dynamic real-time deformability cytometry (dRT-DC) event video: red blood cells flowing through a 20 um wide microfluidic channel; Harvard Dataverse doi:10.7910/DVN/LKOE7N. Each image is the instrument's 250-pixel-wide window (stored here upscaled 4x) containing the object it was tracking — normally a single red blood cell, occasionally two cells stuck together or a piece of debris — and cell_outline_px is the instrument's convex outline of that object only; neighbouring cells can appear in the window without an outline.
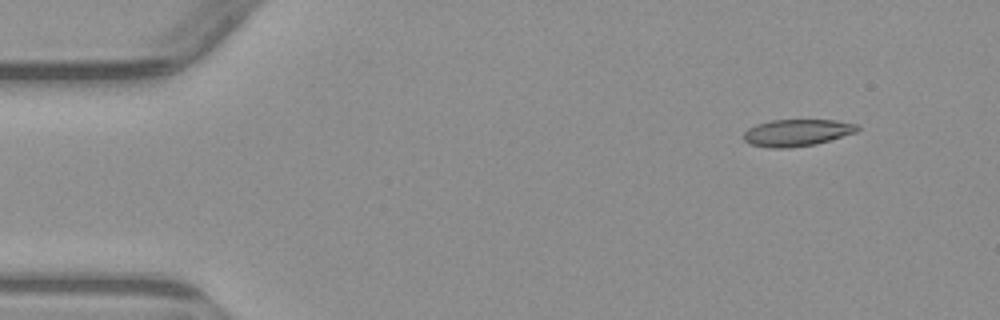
{"species": "common noctule bat (a hibernating species)", "species_latin": "Nyctalus noctula", "temperature_condition": "warm", "stored_images_in_passage": 8, "camera_frame_rate_fps": 3000, "um_per_image_px": 0.085, "animal": {"sex": "male", "body_mass_g": 23.1, "forearm_length_mm": 52.7}, "frame": {"image": 1, "passage_image": 2, "time_ms": 1.333, "image_size_px": [1000, 320], "cell_outline_px": [[860, 128], [856, 132], [816, 144], [788, 148], [772, 148], [748, 144], [744, 140], [744, 132], [748, 128], [756, 124], [772, 120], [836, 120], [860, 124]], "centroid_in_image_um": [67.75, 11.27], "position_along_channel_um": 17.3, "area_um2": 17.92}}
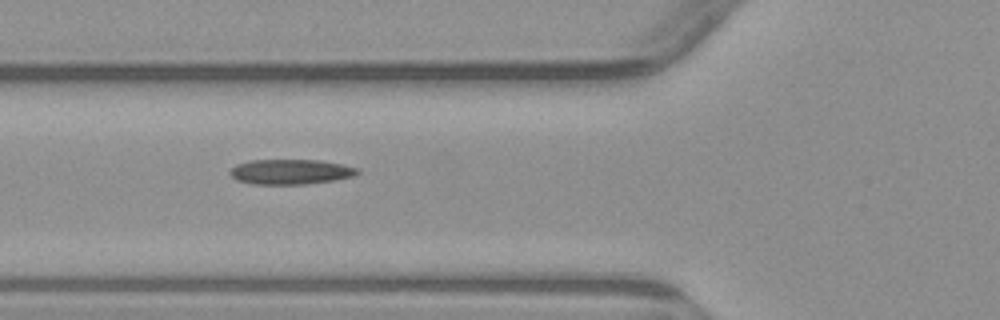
{"frame": {"image": 2, "passage_image": 6, "time_ms": 6.0, "image_size_px": [1000, 320], "cell_outline_px": [[360, 172], [356, 176], [332, 180], [304, 184], [252, 184], [236, 180], [228, 172], [236, 164], [248, 160], [320, 160], [360, 168]], "centroid_in_image_um": [24.69, 14.6], "position_along_channel_um": 101.1, "area_um2": 18.67}}
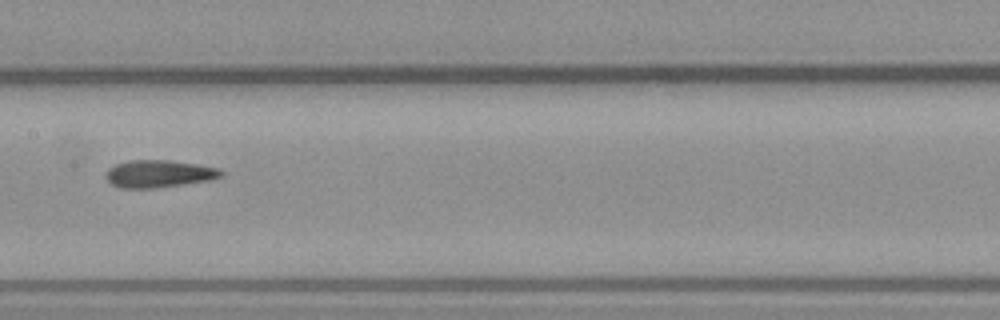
{"frame": {"image": 3, "passage_image": 8, "time_ms": 8.333, "image_size_px": [1000, 320], "cell_outline_px": [[224, 176], [208, 180], [184, 184], [156, 188], [120, 188], [112, 184], [104, 176], [108, 168], [116, 164], [128, 160], [168, 160], [196, 164], [220, 168], [224, 172]], "centroid_in_image_um": [13.5, 14.77], "position_along_channel_um": 193.9, "area_um2": 18.5}}